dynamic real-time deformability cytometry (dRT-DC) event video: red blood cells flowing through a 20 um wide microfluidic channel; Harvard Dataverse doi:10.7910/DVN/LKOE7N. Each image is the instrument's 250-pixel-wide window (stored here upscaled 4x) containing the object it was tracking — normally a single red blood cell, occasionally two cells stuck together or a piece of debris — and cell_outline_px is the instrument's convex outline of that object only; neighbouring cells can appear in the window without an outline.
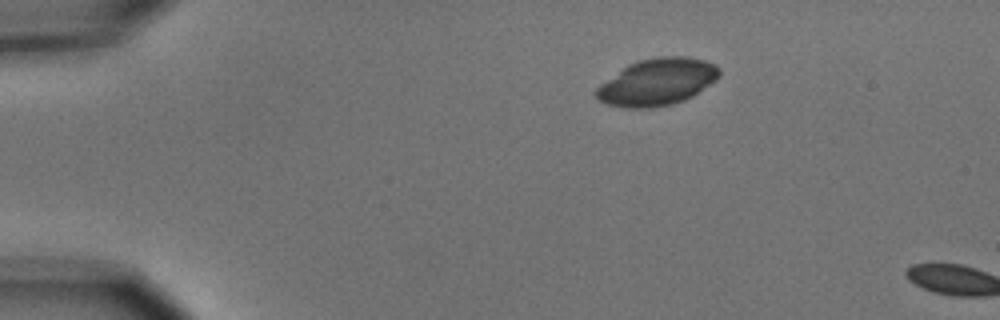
{"species": "common noctule bat (a hibernating species)", "species_latin": "Nyctalus noctula", "temperature_condition": "cold", "stored_images_in_passage": 2, "camera_frame_rate_fps": 3000, "um_per_image_px": 0.085, "animal": {"sex": "male", "body_mass_g": 15.6}, "frame": {"image": 1, "passage_image": 1, "time_ms": 0.0, "image_size_px": [1000, 320], "cell_outline_px": [[720, 76], [716, 80], [692, 96], [684, 100], [672, 104], [652, 108], [620, 108], [608, 104], [600, 100], [592, 92], [600, 84], [628, 64], [640, 60], [656, 56], [684, 56], [704, 60], [716, 64], [720, 68]], "centroid_in_image_um": [55.86, 6.97], "position_along_channel_um": 29.1, "area_um2": 33.81}}